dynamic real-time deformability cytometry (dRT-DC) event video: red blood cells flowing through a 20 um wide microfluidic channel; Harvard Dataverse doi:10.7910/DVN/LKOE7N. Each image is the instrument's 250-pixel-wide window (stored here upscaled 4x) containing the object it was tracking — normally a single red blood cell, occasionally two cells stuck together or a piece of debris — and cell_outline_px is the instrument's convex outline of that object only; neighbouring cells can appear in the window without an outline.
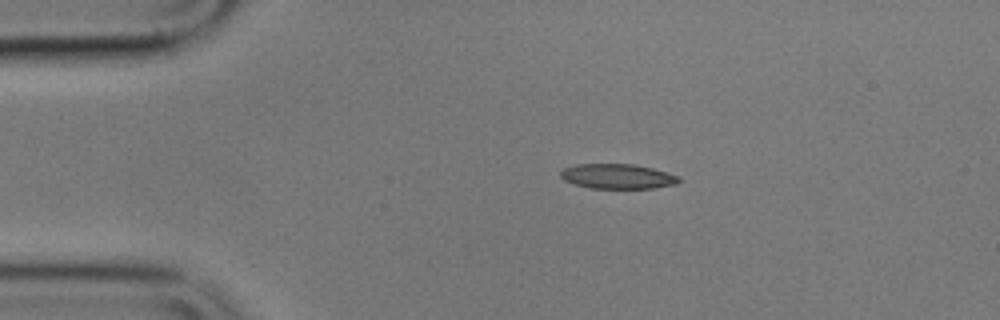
{"species": "common noctule bat (a hibernating species)", "species_latin": "Nyctalus noctula", "temperature_condition": "cold", "stored_images_in_passage": 4, "camera_frame_rate_fps": 3000, "um_per_image_px": 0.085, "animal": {"sex": "male", "body_mass_g": 17.9}, "frame": {"image": 1, "passage_image": 4, "time_ms": 5.0, "image_size_px": [1000, 320], "cell_outline_px": [[680, 180], [676, 184], [656, 188], [592, 188], [576, 184], [564, 180], [560, 176], [560, 172], [564, 168], [576, 164], [632, 164], [652, 168], [680, 176]], "centroid_in_image_um": [52.51, 14.99], "position_along_channel_um": 32.5, "area_um2": 17.05}}